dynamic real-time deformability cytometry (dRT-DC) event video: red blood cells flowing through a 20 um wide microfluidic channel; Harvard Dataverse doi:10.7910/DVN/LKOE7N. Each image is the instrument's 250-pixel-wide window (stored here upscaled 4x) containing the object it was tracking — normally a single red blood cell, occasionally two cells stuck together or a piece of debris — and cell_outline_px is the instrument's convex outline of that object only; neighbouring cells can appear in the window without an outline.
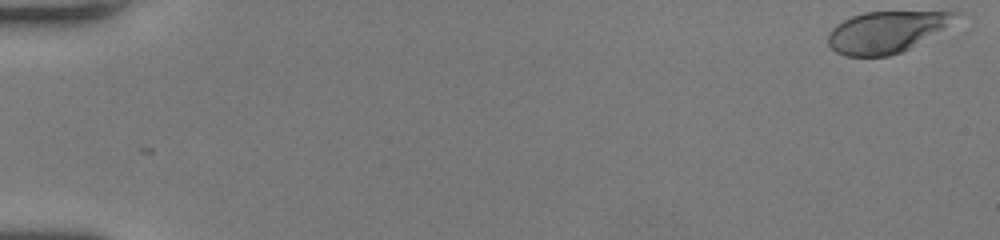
{"species": "human", "species_latin": "Homo sapiens", "temperature_condition": "room temperature", "stored_images_in_passage": 53, "camera_frame_rate_fps": 3000, "um_per_image_px": 0.085, "donor": {"sex": "female"}, "frame": {"image": 1, "passage_image": 1, "time_ms": 0.0, "image_size_px": [1000, 240], "cell_outline_px": [[964, 12], [944, 28], [908, 48], [900, 52], [888, 56], [844, 56], [836, 52], [828, 44], [828, 32], [836, 24], [852, 16], [864, 12]], "centroid_in_image_um": [75.28, 2.71], "position_along_channel_um": 9.7, "area_um2": 30.23}}
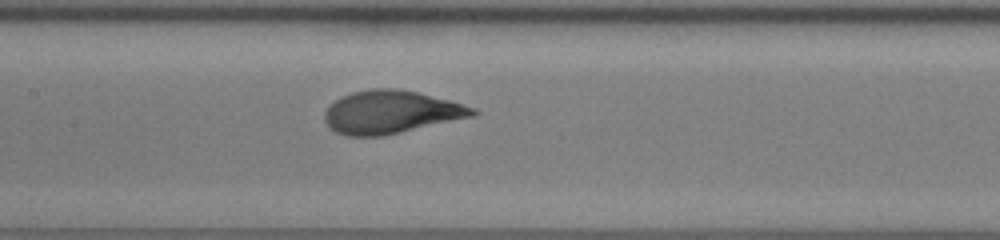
{"frame": {"image": 2, "passage_image": 27, "time_ms": 8.667, "image_size_px": [1000, 240], "cell_outline_px": [[480, 112], [476, 116], [384, 136], [344, 136], [336, 132], [324, 120], [324, 112], [328, 104], [340, 96], [352, 92], [372, 88], [396, 88], [416, 92], [448, 100], [476, 108]], "centroid_in_image_um": [33.22, 9.53], "position_along_channel_um": 174.2, "area_um2": 37.4}}
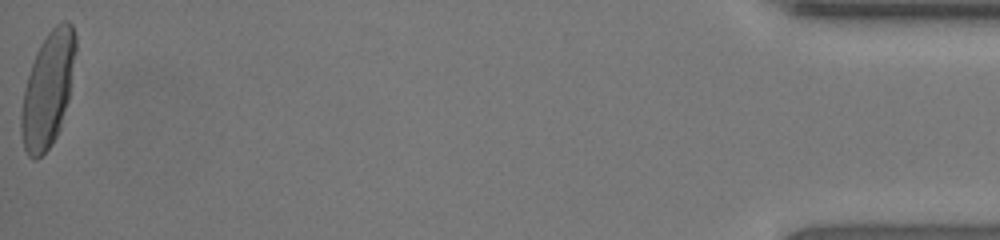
{"frame": {"image": 3, "passage_image": 53, "time_ms": 17.333, "image_size_px": [1000, 240], "cell_outline_px": [[76, 52], [68, 100], [60, 128], [52, 144], [36, 160], [32, 160], [28, 156], [24, 148], [20, 132], [20, 112], [24, 88], [32, 64], [40, 44], [48, 32], [56, 24], [64, 20], [68, 20], [72, 24], [76, 36]], "centroid_in_image_um": [4.06, 7.61], "position_along_channel_um": 431.1, "area_um2": 36.47}, "authors_computed_cell_mechanics": {"area_um2": 35.6626, "velocity_mm_per_s": 4.0345, "shape_relaxation_time_tau1_ms": 3.7395, "shape_relaxation_time_tau2_ms": null, "deformation_change_tau1": 0.2095, "deformation_change_tau2": null}}